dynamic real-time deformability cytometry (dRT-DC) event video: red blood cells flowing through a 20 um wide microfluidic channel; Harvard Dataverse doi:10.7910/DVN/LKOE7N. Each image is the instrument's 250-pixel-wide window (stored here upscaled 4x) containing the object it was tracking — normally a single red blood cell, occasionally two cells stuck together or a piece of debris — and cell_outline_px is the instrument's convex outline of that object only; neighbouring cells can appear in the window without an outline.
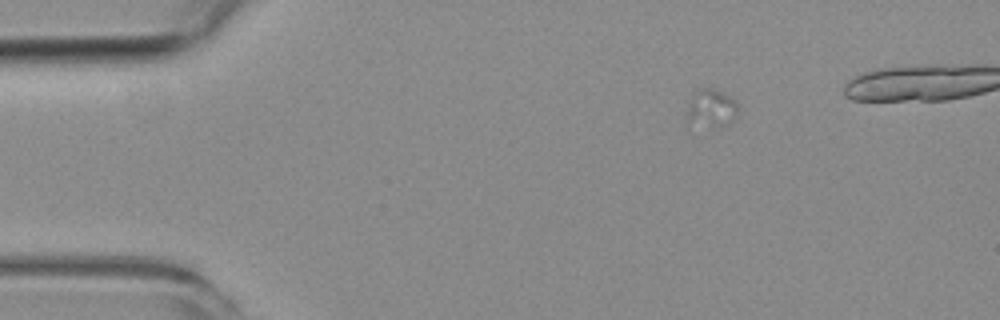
{"species": "common noctule bat (a hibernating species)", "species_latin": "Nyctalus noctula", "temperature_condition": "room temperature", "stored_images_in_passage": 5, "camera_frame_rate_fps": 3000, "um_per_image_px": 0.085, "animal": {"sex": "female", "body_mass_g": 19.3, "forearm_length_mm": 54.1}, "frame": {"image": 1, "passage_image": 1, "time_ms": 0.0, "image_size_px": [1000, 320], "cell_outline_px": [[736, 116], [732, 124], [720, 128], [712, 128], [688, 116], [688, 104], [692, 92], [696, 88], [712, 88], [736, 100]], "centroid_in_image_um": [60.52, 9.17], "position_along_channel_um": 24.5, "area_um2": 11.04}}